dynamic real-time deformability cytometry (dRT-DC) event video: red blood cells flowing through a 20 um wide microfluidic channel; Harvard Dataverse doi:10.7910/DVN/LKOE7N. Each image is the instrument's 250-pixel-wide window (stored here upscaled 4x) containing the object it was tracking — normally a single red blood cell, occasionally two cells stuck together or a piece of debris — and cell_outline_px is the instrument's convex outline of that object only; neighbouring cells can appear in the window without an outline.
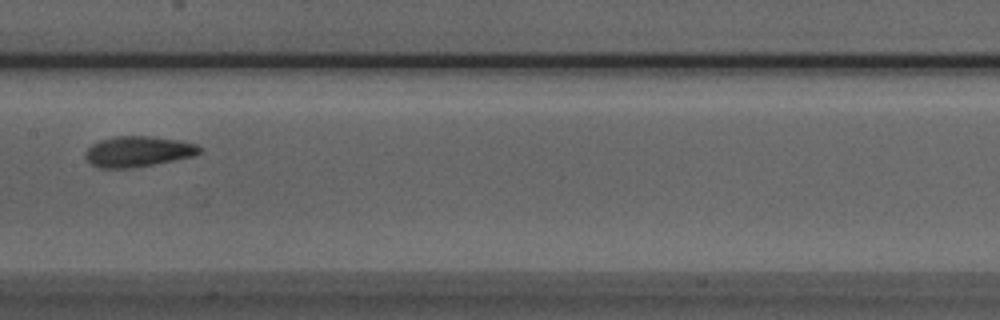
{"species": "Egyptian fruit bat (a non-hibernating species)", "species_latin": "Rousettus aegyptiacus", "temperature_condition": "room temperature", "stored_images_in_passage": 6, "camera_frame_rate_fps": 3000, "um_per_image_px": 0.085, "animal": {"sex": "male"}, "frame": {"image": 1, "passage_image": 6, "time_ms": 1.667, "image_size_px": [1000, 320], "cell_outline_px": [[204, 148], [196, 156], [152, 164], [128, 168], [100, 168], [92, 164], [84, 156], [84, 152], [92, 144], [100, 140], [116, 136], [148, 136], [180, 140], [196, 144]], "centroid_in_image_um": [11.75, 12.87], "position_along_channel_um": 195.6, "area_um2": 20.35}}